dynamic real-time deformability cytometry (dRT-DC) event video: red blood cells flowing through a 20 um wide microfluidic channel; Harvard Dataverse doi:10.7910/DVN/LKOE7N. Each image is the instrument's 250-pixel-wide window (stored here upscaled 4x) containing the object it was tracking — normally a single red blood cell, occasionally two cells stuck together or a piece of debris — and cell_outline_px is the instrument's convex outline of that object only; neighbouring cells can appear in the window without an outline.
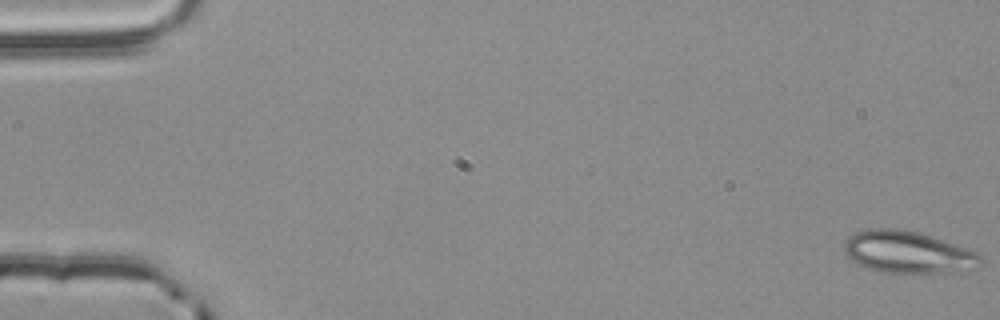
{"species": "common noctule bat (a hibernating species)", "species_latin": "Nyctalus noctula", "temperature_condition": "room temperature", "stored_images_in_passage": 55, "camera_frame_rate_fps": 3000, "um_per_image_px": 0.085, "animal": {"sex": "male", "body_mass_g": 20.4}, "frame": {"image": 1, "passage_image": 1, "time_ms": 0.0, "image_size_px": [1000, 320], "cell_outline_px": [[984, 260], [980, 264], [952, 272], [880, 272], [868, 268], [852, 260], [844, 252], [844, 244], [856, 232], [872, 228], [896, 228], [916, 232], [932, 236], [976, 252]], "centroid_in_image_um": [77.14, 21.42], "position_along_channel_um": 7.9, "area_um2": 32.6}}
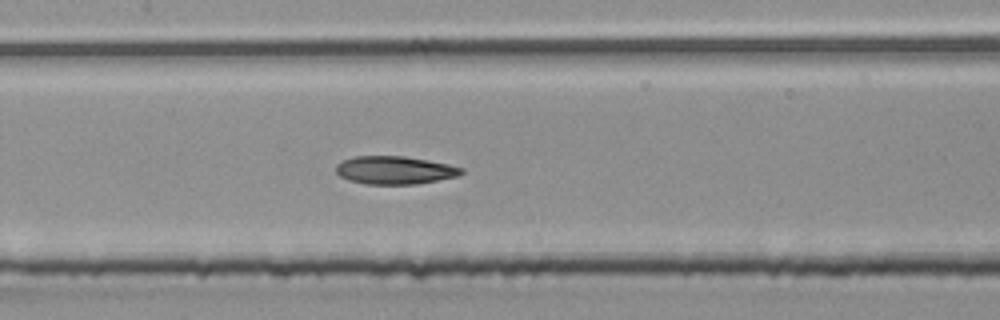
{"frame": {"image": 2, "passage_image": 27, "time_ms": 8.667, "image_size_px": [1000, 320], "cell_outline_px": [[464, 172], [456, 176], [416, 184], [364, 184], [348, 180], [340, 176], [336, 172], [336, 164], [352, 156], [404, 156], [428, 160], [448, 164], [464, 168]], "centroid_in_image_um": [33.52, 14.46], "position_along_channel_um": 173.9, "area_um2": 20.46}}
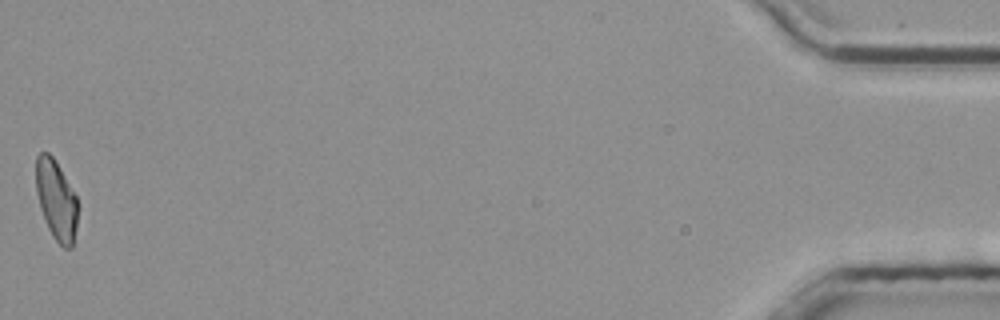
{"frame": {"image": 3, "passage_image": 55, "time_ms": 18.0, "image_size_px": [1000, 320], "cell_outline_px": [[80, 208], [72, 248], [64, 248], [52, 236], [48, 228], [40, 208], [36, 192], [36, 156], [40, 152], [48, 152], [52, 156], [76, 196]], "centroid_in_image_um": [4.8, 17.03], "position_along_channel_um": 430.4, "area_um2": 19.54}, "authors_computed_cell_mechanics": {"area_um2": 20.9236, "velocity_mm_per_s": 3.8543, "shape_relaxation_time_tau1_ms": 5.8474, "shape_relaxation_time_tau2_ms": 4.0049, "deformation_change_tau1": 0.1873, "deformation_change_tau2": 0.105}}